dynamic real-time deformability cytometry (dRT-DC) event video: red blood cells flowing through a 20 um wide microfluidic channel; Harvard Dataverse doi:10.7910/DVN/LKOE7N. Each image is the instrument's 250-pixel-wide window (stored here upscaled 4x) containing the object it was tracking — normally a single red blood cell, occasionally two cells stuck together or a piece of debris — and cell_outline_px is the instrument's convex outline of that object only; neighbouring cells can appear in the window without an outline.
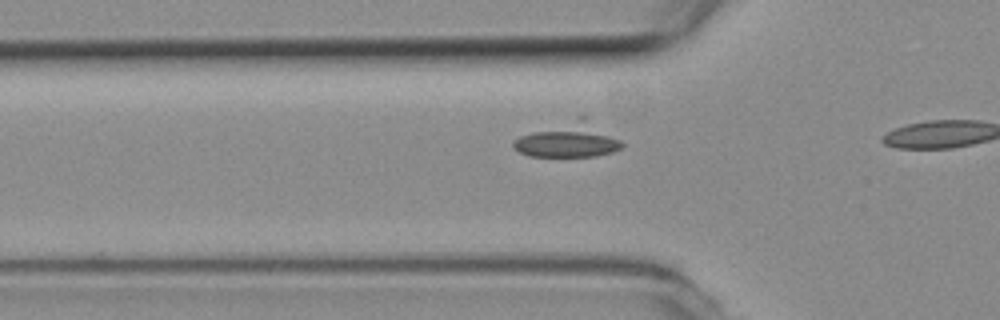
{"species": "common noctule bat (a hibernating species)", "species_latin": "Nyctalus noctula", "temperature_condition": "room temperature", "stored_images_in_passage": 11, "camera_frame_rate_fps": 3000, "um_per_image_px": 0.085, "animal": {"sex": "female", "body_mass_g": 19.3, "forearm_length_mm": 54.1}, "frame": {"image": 1, "passage_image": 10, "time_ms": 3.0, "image_size_px": [1000, 320], "cell_outline_px": [[624, 148], [612, 152], [596, 156], [528, 156], [512, 148], [512, 144], [520, 136], [576, 116], [584, 116], [620, 140], [624, 144]], "centroid_in_image_um": [48.33, 11.9], "position_along_channel_um": 77.5, "area_um2": 21.85}}